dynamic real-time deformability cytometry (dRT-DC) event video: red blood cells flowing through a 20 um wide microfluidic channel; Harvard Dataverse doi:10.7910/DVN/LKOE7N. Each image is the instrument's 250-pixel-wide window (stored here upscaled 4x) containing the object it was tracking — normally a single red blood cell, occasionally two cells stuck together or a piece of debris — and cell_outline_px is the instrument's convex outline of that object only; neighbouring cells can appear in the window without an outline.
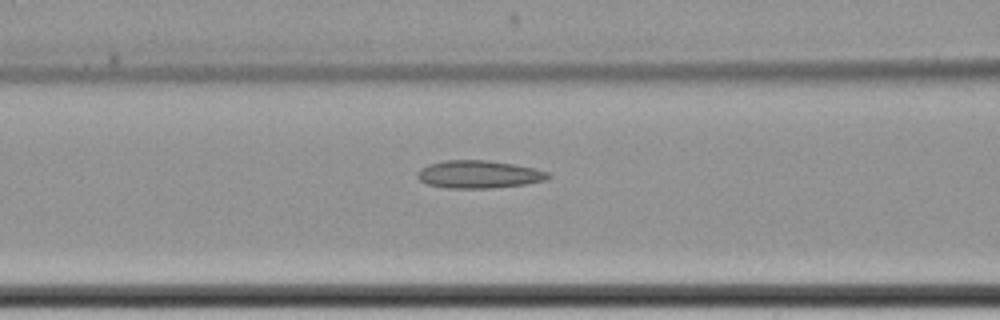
{"species": "common noctule bat (a hibernating species)", "species_latin": "Nyctalus noctula", "temperature_condition": "cold", "stored_images_in_passage": 9, "camera_frame_rate_fps": 3000, "um_per_image_px": 0.085, "animal": {"sex": "female", "body_mass_g": 22.7, "forearm_length_mm": 54.2}, "frame": {"image": 1, "passage_image": 9, "time_ms": 11.0, "image_size_px": [1000, 320], "cell_outline_px": [[552, 176], [548, 180], [524, 184], [492, 188], [448, 188], [428, 184], [420, 180], [416, 176], [416, 172], [420, 168], [428, 164], [444, 160], [488, 160], [516, 164], [552, 172]], "centroid_in_image_um": [40.74, 14.81], "position_along_channel_um": 125.9, "area_um2": 21.44}}